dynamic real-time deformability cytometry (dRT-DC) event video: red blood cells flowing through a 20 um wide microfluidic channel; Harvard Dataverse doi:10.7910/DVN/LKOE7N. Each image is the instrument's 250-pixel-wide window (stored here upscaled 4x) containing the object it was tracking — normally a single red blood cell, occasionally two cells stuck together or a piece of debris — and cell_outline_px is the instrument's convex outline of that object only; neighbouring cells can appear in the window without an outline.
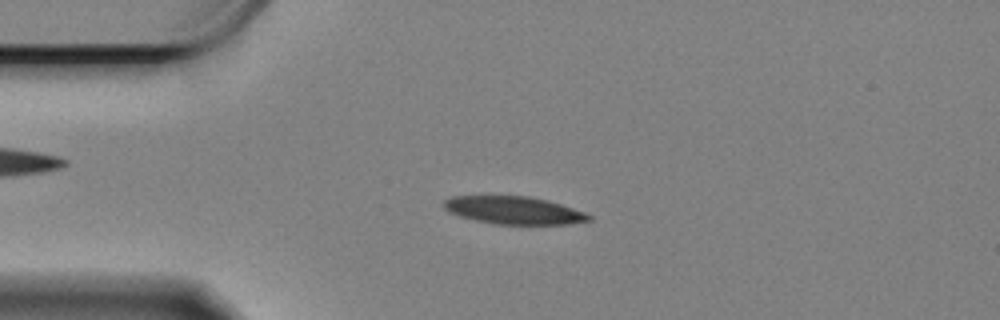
{"species": "Egyptian fruit bat (a non-hibernating species)", "species_latin": "Rousettus aegyptiacus", "temperature_condition": "cold", "stored_images_in_passage": 56, "camera_frame_rate_fps": 3000, "um_per_image_px": 0.085, "animal": {"sex": "female"}, "frame": {"image": 1, "passage_image": 10, "time_ms": 3.0, "image_size_px": [1000, 320], "cell_outline_px": [[592, 220], [568, 224], [496, 224], [476, 220], [460, 216], [448, 212], [444, 208], [444, 200], [452, 196], [528, 196], [548, 200], [584, 212], [592, 216]], "centroid_in_image_um": [43.67, 17.87], "position_along_channel_um": 41.3, "area_um2": 23.29}}
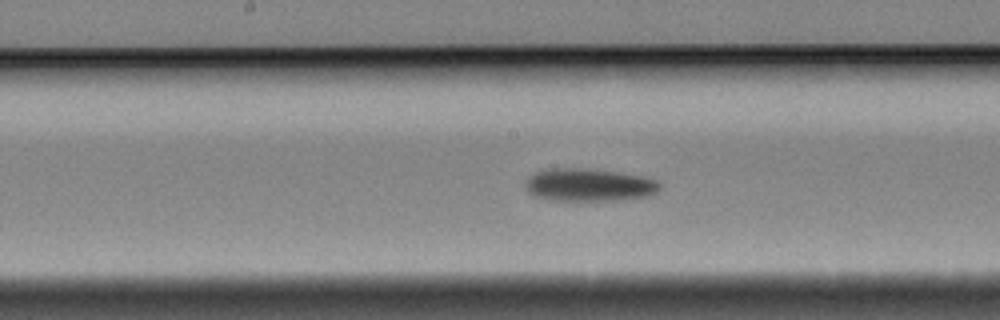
{"frame": {"image": 2, "passage_image": 26, "time_ms": 8.333, "image_size_px": [1000, 320], "cell_outline_px": [[660, 188], [656, 192], [648, 196], [624, 200], [548, 200], [528, 192], [524, 184], [528, 176], [536, 172], [548, 168], [596, 168], [644, 176], [660, 180]], "centroid_in_image_um": [50.1, 15.7], "position_along_channel_um": 198.1, "area_um2": 26.13}}
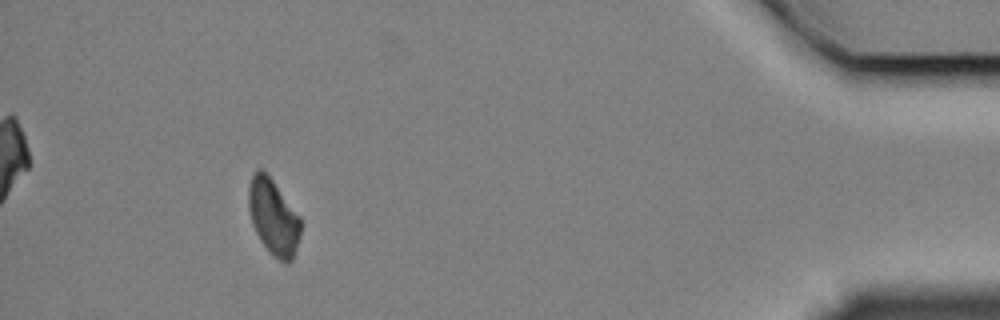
{"frame": {"image": 3, "passage_image": 51, "time_ms": 16.667, "image_size_px": [1000, 320], "cell_outline_px": [[300, 232], [292, 260], [288, 264], [284, 264], [260, 240], [252, 224], [248, 208], [248, 188], [252, 176], [256, 168], [264, 168], [300, 216]], "centroid_in_image_um": [23.21, 18.38], "position_along_channel_um": 412.0, "area_um2": 22.89}, "authors_computed_cell_mechanics": {"area_um2": 24.565, "velocity_mm_per_s": 3.3073, "shape_relaxation_time_tau1_ms": 5.6952, "shape_relaxation_time_tau2_ms": null, "deformation_change_tau1": 0.1144, "deformation_change_tau2": null}}